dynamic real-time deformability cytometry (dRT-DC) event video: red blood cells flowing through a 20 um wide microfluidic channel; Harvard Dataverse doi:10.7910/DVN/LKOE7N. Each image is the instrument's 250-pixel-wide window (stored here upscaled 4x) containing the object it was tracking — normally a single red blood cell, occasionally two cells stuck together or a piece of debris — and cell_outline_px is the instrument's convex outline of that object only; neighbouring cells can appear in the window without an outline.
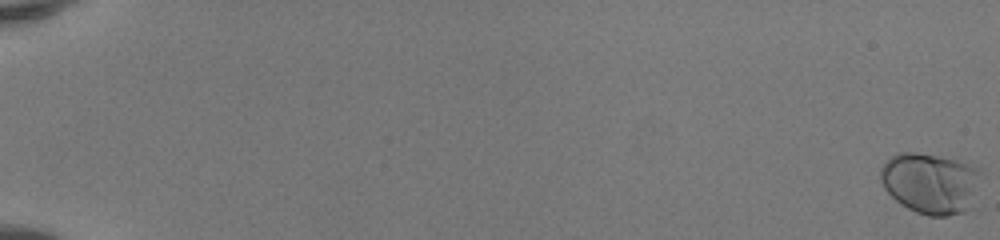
{"species": "human", "species_latin": "Homo sapiens", "temperature_condition": "room temperature", "stored_images_in_passage": 53, "camera_frame_rate_fps": 3000, "um_per_image_px": 0.085, "donor": {"sex": "female"}, "frame": {"image": 1, "passage_image": 1, "time_ms": 0.0, "image_size_px": [1000, 240], "cell_outline_px": [[980, 168], [972, 208], [964, 212], [948, 216], [928, 216], [916, 212], [900, 204], [884, 188], [880, 180], [880, 168], [896, 152], [916, 152], [956, 156]], "centroid_in_image_um": [79.11, 15.52], "position_along_channel_um": 5.9, "area_um2": 36.47}}
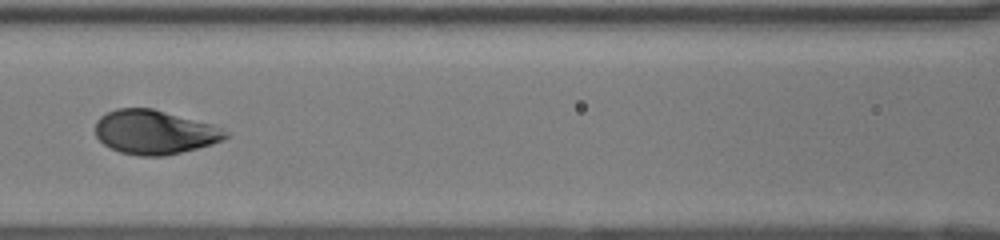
{"frame": {"image": 2, "passage_image": 28, "time_ms": 9.0, "image_size_px": [1000, 240], "cell_outline_px": [[228, 136], [224, 140], [212, 144], [164, 156], [140, 156], [120, 152], [104, 144], [96, 136], [96, 120], [100, 116], [116, 108], [152, 108], [212, 124], [228, 132]], "centroid_in_image_um": [13.13, 11.23], "position_along_channel_um": 153.5, "area_um2": 33.29}}
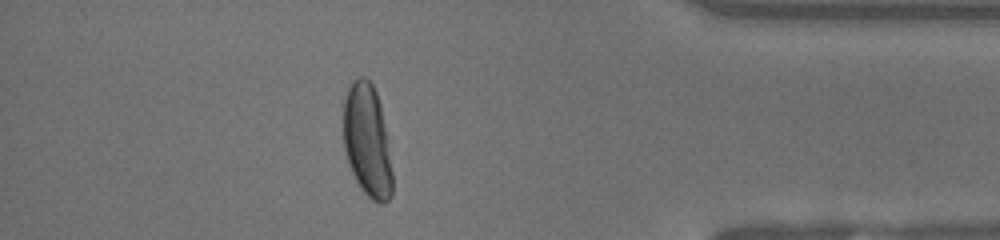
{"frame": {"image": 3, "passage_image": 48, "time_ms": 15.667, "image_size_px": [1000, 240], "cell_outline_px": [[392, 196], [384, 204], [380, 204], [372, 200], [360, 188], [348, 164], [344, 148], [344, 100], [348, 88], [352, 80], [360, 76], [364, 76], [372, 84], [376, 92], [380, 104], [392, 172]], "centroid_in_image_um": [31.2, 11.98], "position_along_channel_um": 404.0, "area_um2": 31.91}, "authors_computed_cell_mechanics": {"area_um2": 33.8708, "velocity_mm_per_s": 4.1457, "shape_relaxation_time_tau1_ms": 2.6547, "shape_relaxation_time_tau2_ms": null, "deformation_change_tau1": 0.1603, "deformation_change_tau2": null}}